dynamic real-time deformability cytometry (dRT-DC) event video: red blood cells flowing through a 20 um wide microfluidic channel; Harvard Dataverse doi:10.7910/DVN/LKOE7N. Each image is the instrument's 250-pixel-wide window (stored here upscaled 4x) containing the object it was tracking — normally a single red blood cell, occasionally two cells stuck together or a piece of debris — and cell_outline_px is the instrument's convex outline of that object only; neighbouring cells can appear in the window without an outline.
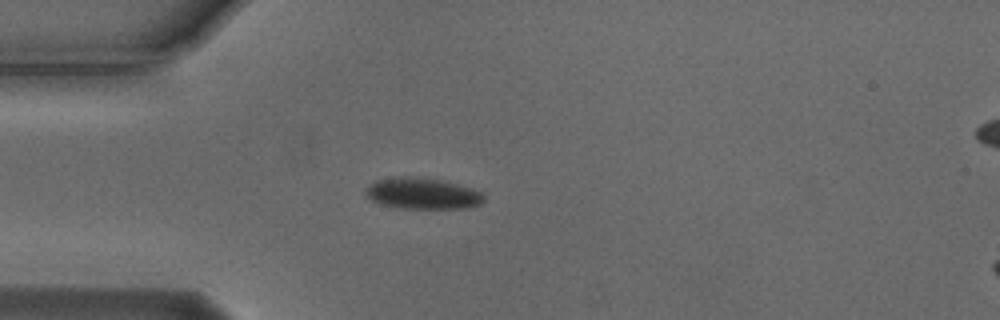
{"species": "Egyptian fruit bat (a non-hibernating species)", "species_latin": "Rousettus aegyptiacus", "temperature_condition": "cold", "stored_images_in_passage": 50, "camera_frame_rate_fps": 3000, "um_per_image_px": 0.085, "animal": {"sex": "male"}, "frame": {"image": 1, "passage_image": 10, "time_ms": 3.0, "image_size_px": [1000, 320], "cell_outline_px": [[484, 200], [480, 204], [468, 208], [400, 208], [384, 204], [372, 200], [364, 196], [364, 188], [376, 180], [404, 176], [408, 176], [440, 180], [472, 188], [480, 192], [484, 196]], "centroid_in_image_um": [35.88, 16.45], "position_along_channel_um": 49.1, "area_um2": 21.33}}
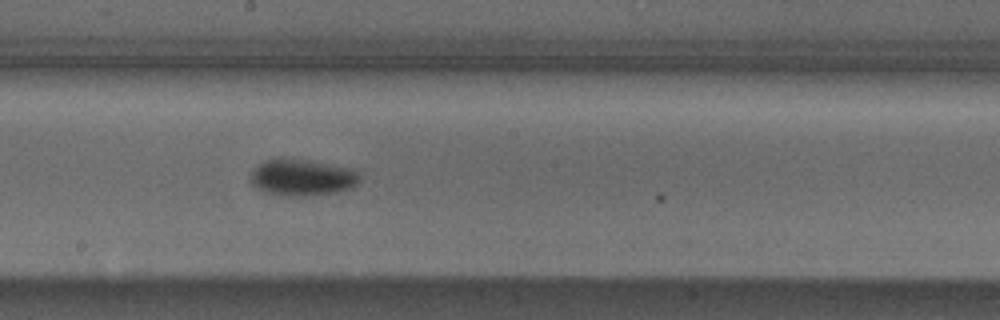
{"frame": {"image": 2, "passage_image": 25, "time_ms": 8.0, "image_size_px": [1000, 320], "cell_outline_px": [[360, 180], [352, 188], [336, 192], [308, 196], [280, 196], [264, 192], [256, 188], [248, 180], [252, 172], [264, 160], [276, 156], [292, 156], [360, 168]], "centroid_in_image_um": [25.72, 15.03], "position_along_channel_um": 222.5, "area_um2": 24.74}}
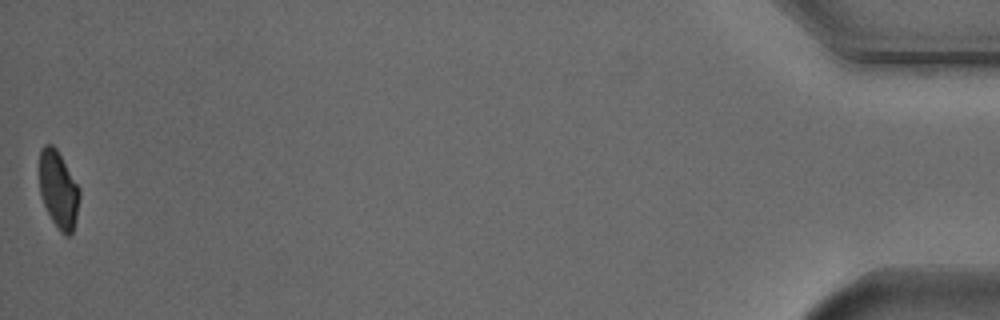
{"frame": {"image": 3, "passage_image": 50, "time_ms": 16.333, "image_size_px": [1000, 320], "cell_outline_px": [[80, 196], [76, 216], [72, 232], [68, 236], [64, 236], [60, 232], [52, 220], [44, 204], [40, 192], [40, 148], [44, 144], [52, 144], [56, 148], [80, 188]], "centroid_in_image_um": [4.97, 16.11], "position_along_channel_um": 430.2, "area_um2": 17.92}, "authors_computed_cell_mechanics": {"area_um2": 20.8658, "velocity_mm_per_s": 3.7155, "shape_relaxation_time_tau1_ms": 1.8636, "shape_relaxation_time_tau2_ms": null, "deformation_change_tau1": 0.0878, "deformation_change_tau2": null}}